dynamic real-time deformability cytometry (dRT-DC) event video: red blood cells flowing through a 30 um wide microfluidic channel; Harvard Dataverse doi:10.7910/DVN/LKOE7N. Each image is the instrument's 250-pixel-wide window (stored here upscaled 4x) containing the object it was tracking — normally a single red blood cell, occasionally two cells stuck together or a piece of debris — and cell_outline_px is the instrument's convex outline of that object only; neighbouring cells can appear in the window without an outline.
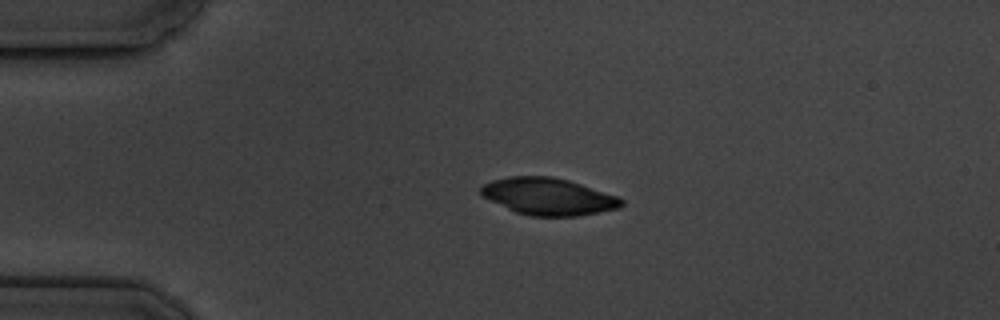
{"species": "common noctule bat (a hibernating species)", "species_latin": "Nyctalus noctula", "temperature_condition": "cold", "stored_images_in_passage": 5, "camera_frame_rate_fps": 3000, "um_per_image_px": 0.085, "animal": {"sex": "male", "body_mass_g": 19.5, "forearm_length_mm": 54.6}, "frame": {"image": 1, "passage_image": 4, "time_ms": 3.333, "image_size_px": [1000, 320], "cell_outline_px": [[624, 204], [620, 208], [576, 216], [528, 216], [516, 212], [484, 196], [480, 192], [480, 188], [484, 184], [492, 180], [508, 176], [552, 176], [568, 180], [620, 196], [624, 200]], "centroid_in_image_um": [46.66, 16.69], "position_along_channel_um": 38.3, "area_um2": 30.23}}